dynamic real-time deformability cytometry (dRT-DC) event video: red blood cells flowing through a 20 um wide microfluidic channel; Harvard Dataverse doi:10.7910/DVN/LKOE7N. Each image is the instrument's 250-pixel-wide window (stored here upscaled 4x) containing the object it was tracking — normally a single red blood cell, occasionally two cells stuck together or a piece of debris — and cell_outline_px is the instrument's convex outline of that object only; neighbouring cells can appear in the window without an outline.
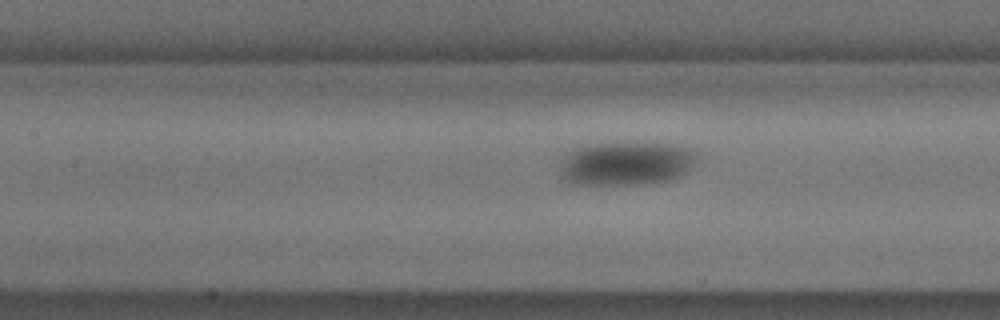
{"species": "common noctule bat (a hibernating species)", "species_latin": "Nyctalus noctula", "temperature_condition": "cold", "stored_images_in_passage": 24, "camera_frame_rate_fps": 3000, "um_per_image_px": 0.085, "animal": {"sex": "male", "body_mass_g": 18.8}, "frame": {"image": 1, "passage_image": 21, "time_ms": 6.667, "image_size_px": [1000, 320], "cell_outline_px": [[696, 156], [692, 164], [684, 172], [668, 180], [644, 184], [572, 184], [564, 180], [564, 156], [568, 152], [576, 148], [592, 144], [672, 144], [692, 148], [696, 152]], "centroid_in_image_um": [53.24, 13.9], "position_along_channel_um": 154.2, "area_um2": 33.81}}